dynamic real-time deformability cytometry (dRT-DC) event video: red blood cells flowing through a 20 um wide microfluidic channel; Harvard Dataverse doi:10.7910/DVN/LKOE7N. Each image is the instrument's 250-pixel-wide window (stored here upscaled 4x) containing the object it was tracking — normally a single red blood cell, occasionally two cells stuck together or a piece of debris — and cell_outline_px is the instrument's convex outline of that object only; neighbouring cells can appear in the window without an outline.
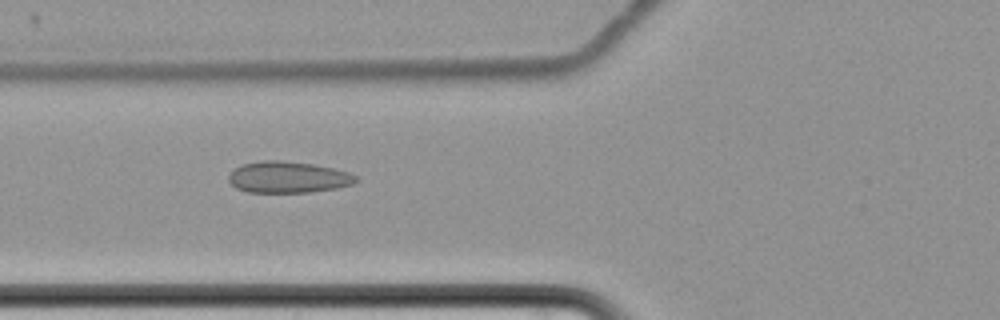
{"species": "common noctule bat (a hibernating species)", "species_latin": "Nyctalus noctula", "temperature_condition": "cold", "stored_images_in_passage": 8, "camera_frame_rate_fps": 3000, "um_per_image_px": 0.085, "animal": {"sex": "female", "body_mass_g": 22.7, "forearm_length_mm": 54.2}, "frame": {"image": 1, "passage_image": 7, "time_ms": 8.333, "image_size_px": [1000, 320], "cell_outline_px": [[360, 180], [352, 184], [336, 188], [308, 192], [248, 192], [236, 188], [228, 180], [228, 176], [240, 164], [264, 160], [280, 160], [312, 164], [332, 168], [348, 172], [356, 176]], "centroid_in_image_um": [24.48, 15.06], "position_along_channel_um": 101.3, "area_um2": 23.18}}
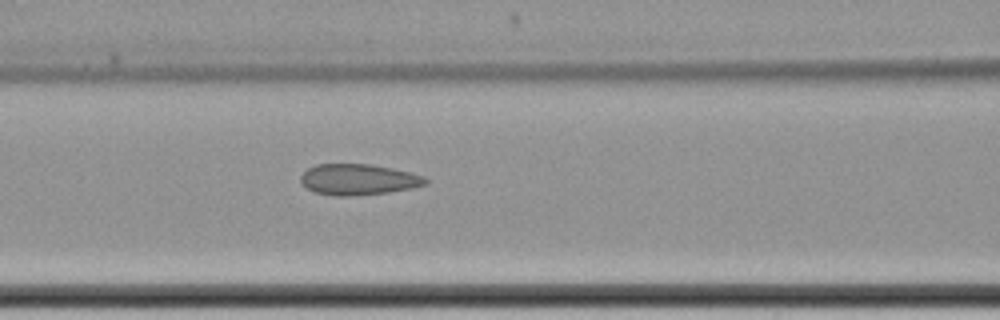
{"frame": {"image": 2, "passage_image": 8, "time_ms": 9.333, "image_size_px": [1000, 320], "cell_outline_px": [[428, 184], [412, 188], [388, 192], [352, 196], [336, 196], [316, 192], [308, 188], [300, 180], [300, 176], [308, 168], [316, 164], [372, 164], [392, 168], [424, 176], [428, 180]], "centroid_in_image_um": [30.48, 15.25], "position_along_channel_um": 136.1, "area_um2": 22.43}}